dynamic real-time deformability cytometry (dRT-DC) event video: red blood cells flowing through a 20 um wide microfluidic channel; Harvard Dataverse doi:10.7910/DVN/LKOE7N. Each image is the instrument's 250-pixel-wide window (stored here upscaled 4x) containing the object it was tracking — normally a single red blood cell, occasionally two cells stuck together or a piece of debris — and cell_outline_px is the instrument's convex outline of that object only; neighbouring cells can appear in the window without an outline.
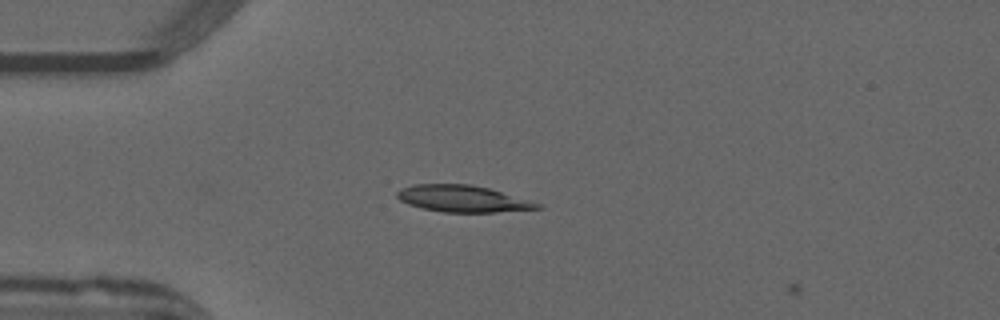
{"species": "common noctule bat (a hibernating species)", "species_latin": "Nyctalus noctula", "temperature_condition": "warm", "stored_images_in_passage": 2, "camera_frame_rate_fps": 3000, "um_per_image_px": 0.085, "animal": {"sex": "male", "forearm_length_mm": 52.5}, "frame": {"image": 1, "passage_image": 1, "time_ms": 0.0, "image_size_px": [1000, 320], "cell_outline_px": [[544, 208], [496, 212], [444, 212], [424, 208], [408, 204], [400, 200], [396, 196], [396, 192], [404, 188], [416, 184], [472, 184], [488, 188], [544, 204]], "centroid_in_image_um": [39.38, 16.89], "position_along_channel_um": 45.6, "area_um2": 21.68}}